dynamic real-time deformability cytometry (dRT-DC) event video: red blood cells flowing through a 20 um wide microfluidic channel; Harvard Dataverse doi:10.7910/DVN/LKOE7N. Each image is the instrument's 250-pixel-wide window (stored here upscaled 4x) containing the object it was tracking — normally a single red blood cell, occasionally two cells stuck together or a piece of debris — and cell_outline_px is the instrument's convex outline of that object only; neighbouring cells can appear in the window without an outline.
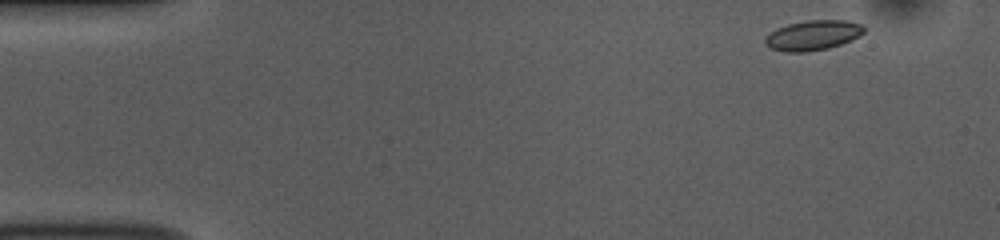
{"species": "common noctule bat (a hibernating species)", "species_latin": "Nyctalus noctula", "temperature_condition": "room temperature", "stored_images_in_passage": 49, "camera_frame_rate_fps": 3000, "um_per_image_px": 0.085, "animal": {"sex": "female", "body_mass_g": 10.0, "forearm_length_mm": 53.1}, "frame": {"image": 1, "passage_image": 1, "time_ms": 0.0, "image_size_px": [1000, 240], "cell_outline_px": [[864, 32], [860, 36], [840, 44], [828, 48], [804, 52], [784, 52], [768, 48], [764, 44], [764, 40], [776, 28], [788, 24], [808, 20], [844, 20], [860, 24], [864, 28]], "centroid_in_image_um": [69.07, 3.01], "position_along_channel_um": 15.9, "area_um2": 17.17}}
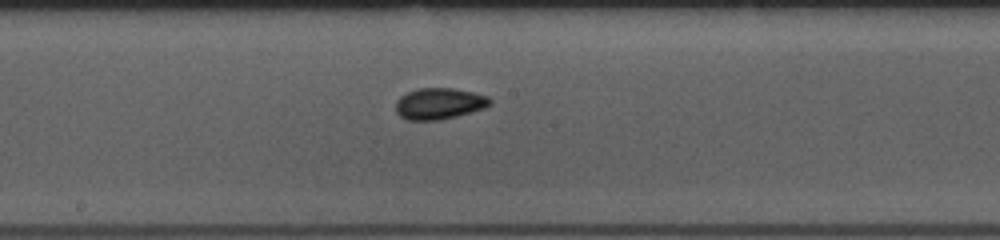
{"frame": {"image": 2, "passage_image": 24, "time_ms": 7.667, "image_size_px": [1000, 240], "cell_outline_px": [[492, 104], [484, 108], [472, 112], [440, 120], [408, 120], [400, 116], [396, 112], [396, 100], [400, 96], [416, 88], [452, 88], [472, 92], [488, 96], [492, 100]], "centroid_in_image_um": [37.33, 8.8], "position_along_channel_um": 210.9, "area_um2": 17.28}}
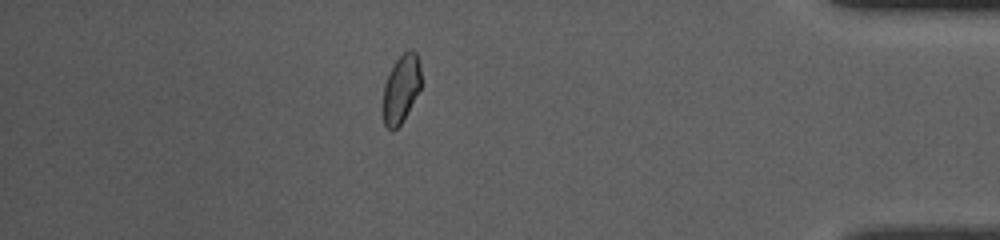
{"frame": {"image": 3, "passage_image": 42, "time_ms": 13.667, "image_size_px": [1000, 240], "cell_outline_px": [[420, 88], [404, 120], [392, 132], [384, 124], [384, 84], [388, 72], [396, 60], [408, 48], [412, 48], [416, 52], [420, 64]], "centroid_in_image_um": [34.1, 7.51], "position_along_channel_um": 401.1, "area_um2": 15.09}, "authors_computed_cell_mechanics": {"area_um2": 16.5886, "velocity_mm_per_s": 3.8405, "shape_relaxation_time_tau1_ms": 3.7202, "shape_relaxation_time_tau2_ms": 1.6464, "deformation_change_tau1": 0.0702, "deformation_change_tau2": 0.044}}